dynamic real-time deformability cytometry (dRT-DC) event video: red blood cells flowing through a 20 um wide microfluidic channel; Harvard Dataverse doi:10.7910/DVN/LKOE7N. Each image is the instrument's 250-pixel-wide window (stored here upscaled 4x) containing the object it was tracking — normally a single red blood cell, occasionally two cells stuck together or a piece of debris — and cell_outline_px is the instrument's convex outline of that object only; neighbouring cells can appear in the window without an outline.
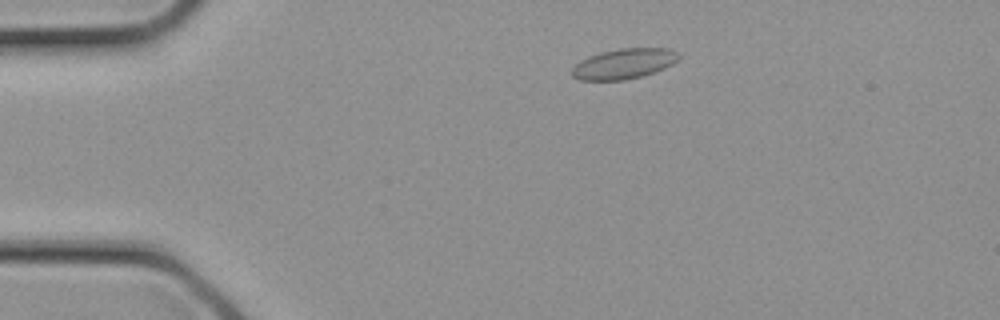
{"species": "common noctule bat (a hibernating species)", "species_latin": "Nyctalus noctula", "temperature_condition": "cold", "stored_images_in_passage": 11, "camera_frame_rate_fps": 3000, "um_per_image_px": 0.085, "animal": {"sex": "female", "body_mass_g": 21.9}, "frame": {"image": 1, "passage_image": 1, "time_ms": 0.0, "image_size_px": [1000, 320], "cell_outline_px": [[680, 56], [672, 64], [664, 68], [644, 76], [624, 80], [580, 80], [572, 76], [572, 68], [580, 60], [588, 56], [600, 52], [620, 48], [668, 48], [676, 52]], "centroid_in_image_um": [53.01, 5.42], "position_along_channel_um": 32.0, "area_um2": 18.84}}
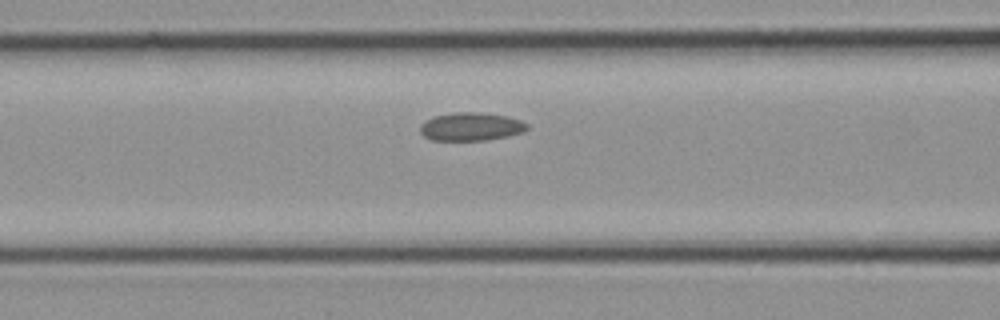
{"frame": {"image": 2, "passage_image": 7, "time_ms": 2.0, "image_size_px": [1000, 320], "cell_outline_px": [[528, 128], [524, 132], [508, 136], [488, 140], [432, 140], [424, 136], [420, 132], [420, 124], [436, 116], [456, 112], [480, 112], [508, 116], [520, 120], [528, 124]], "centroid_in_image_um": [40.07, 10.77], "position_along_channel_um": 126.5, "area_um2": 17.57}}
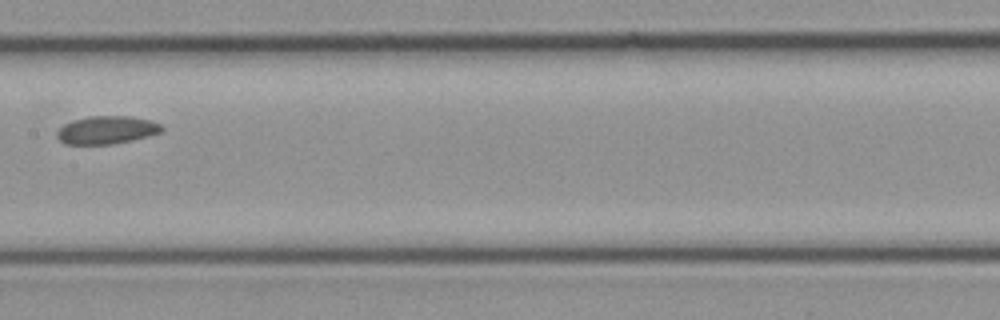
{"frame": {"image": 3, "passage_image": 10, "time_ms": 3.0, "image_size_px": [1000, 320], "cell_outline_px": [[164, 128], [160, 132], [148, 136], [132, 140], [112, 144], [64, 144], [56, 136], [56, 132], [64, 124], [88, 116], [128, 116], [152, 120], [160, 124]], "centroid_in_image_um": [9.07, 11.05], "position_along_channel_um": 198.3, "area_um2": 16.99}}